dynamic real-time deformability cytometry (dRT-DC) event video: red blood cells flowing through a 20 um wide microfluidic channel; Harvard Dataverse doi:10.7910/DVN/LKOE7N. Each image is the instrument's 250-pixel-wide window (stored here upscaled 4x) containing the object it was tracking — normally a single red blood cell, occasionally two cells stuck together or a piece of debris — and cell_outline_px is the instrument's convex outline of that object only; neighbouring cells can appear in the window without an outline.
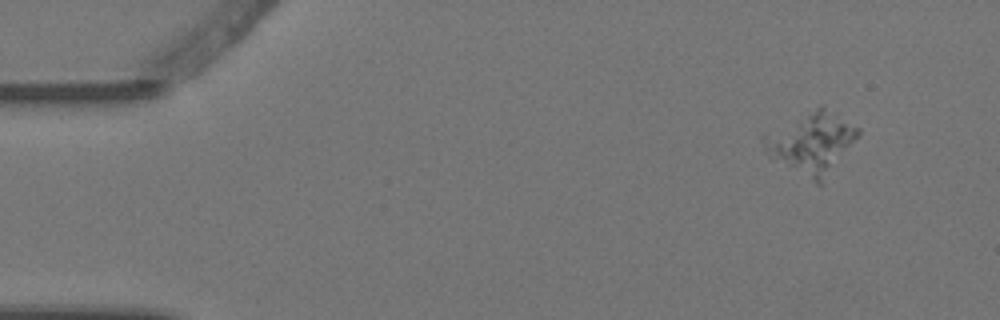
{"species": "Egyptian fruit bat (a non-hibernating species)", "species_latin": "Rousettus aegyptiacus", "temperature_condition": "warm", "stored_images_in_passage": 4, "camera_frame_rate_fps": 3000, "um_per_image_px": 0.085, "animal": {"sex": "female"}, "frame": {"image": 1, "passage_image": 1, "time_ms": 0.0, "image_size_px": [1000, 320], "cell_outline_px": [[860, 136], [820, 184], [816, 184], [768, 156], [764, 152], [760, 136], [820, 104], [860, 128]], "centroid_in_image_um": [68.97, 12.13], "position_along_channel_um": 16.0, "area_um2": 33.58}}